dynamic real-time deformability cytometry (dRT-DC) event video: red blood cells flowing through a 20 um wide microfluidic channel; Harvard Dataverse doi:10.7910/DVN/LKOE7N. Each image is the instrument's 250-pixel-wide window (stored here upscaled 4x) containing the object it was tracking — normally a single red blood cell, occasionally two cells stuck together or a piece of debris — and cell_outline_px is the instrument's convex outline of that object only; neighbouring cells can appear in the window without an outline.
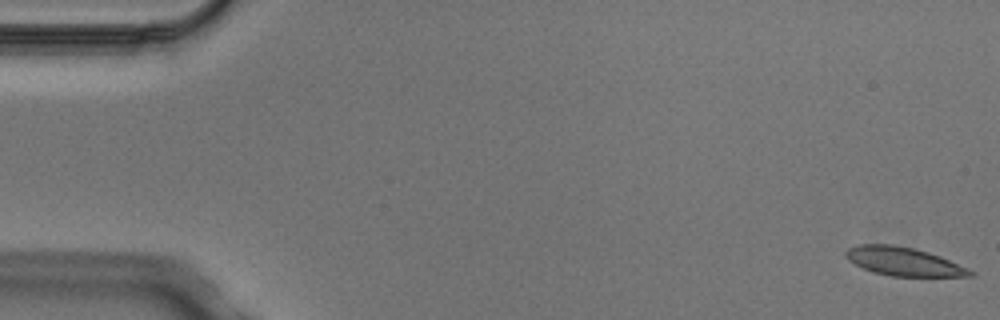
{"species": "Egyptian fruit bat (a non-hibernating species)", "species_latin": "Rousettus aegyptiacus", "temperature_condition": "cold", "stored_images_in_passage": 5, "camera_frame_rate_fps": 3000, "um_per_image_px": 0.085, "animal": {"sex": "male"}, "frame": {"image": 1, "passage_image": 1, "time_ms": 0.0, "image_size_px": [1000, 320], "cell_outline_px": [[976, 272], [972, 276], [892, 276], [872, 272], [848, 260], [844, 256], [844, 252], [848, 248], [856, 244], [892, 244], [912, 248], [928, 252], [940, 256], [968, 268]], "centroid_in_image_um": [76.78, 22.22], "position_along_channel_um": 8.2, "area_um2": 20.63}}
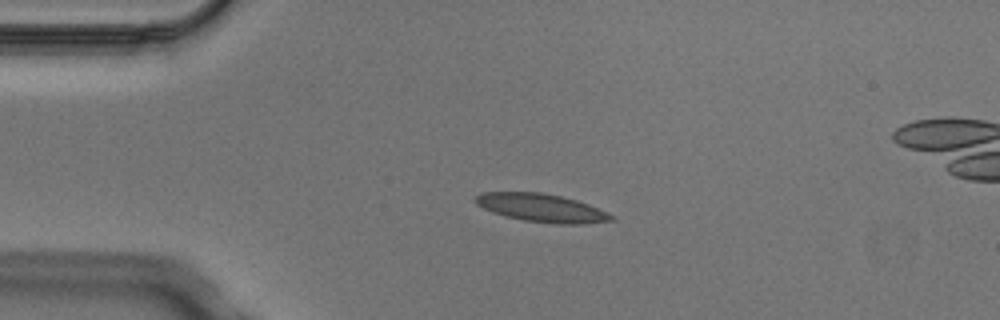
{"frame": {"image": 2, "passage_image": 4, "time_ms": 1.0, "image_size_px": [1000, 320], "cell_outline_px": [[616, 220], [580, 224], [556, 224], [524, 220], [504, 216], [492, 212], [476, 204], [472, 200], [480, 192], [540, 192], [560, 196], [576, 200], [588, 204], [616, 216]], "centroid_in_image_um": [46.02, 17.67], "position_along_channel_um": 39.0, "area_um2": 22.37}}